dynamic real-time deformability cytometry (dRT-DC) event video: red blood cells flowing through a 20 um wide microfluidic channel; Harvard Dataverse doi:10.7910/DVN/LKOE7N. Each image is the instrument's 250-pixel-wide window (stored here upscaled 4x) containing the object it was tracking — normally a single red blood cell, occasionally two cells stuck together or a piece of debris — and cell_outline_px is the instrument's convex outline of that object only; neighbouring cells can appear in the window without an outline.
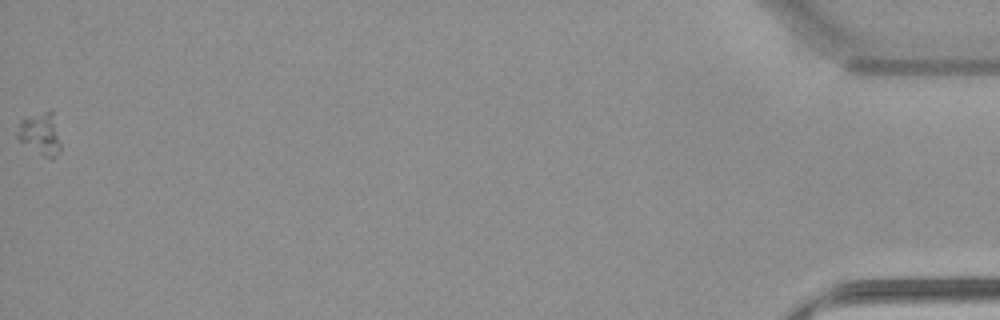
{"species": "common noctule bat (a hibernating species)", "species_latin": "Nyctalus noctula", "temperature_condition": "warm", "stored_images_in_passage": 48, "camera_frame_rate_fps": 3000, "um_per_image_px": 0.085, "animal": {"sex": "female", "body_mass_g": 22.7, "forearm_length_mm": 54.2}, "frame": {"image": 1, "passage_image": 48, "time_ms": 15.667, "image_size_px": [1000, 320], "cell_outline_px": [[60, 152], [52, 160], [44, 156], [20, 140], [16, 136], [20, 120], [24, 116], [48, 108], [52, 108], [60, 144]], "centroid_in_image_um": [3.43, 11.3], "position_along_channel_um": 431.8, "area_um2": 10.87}}